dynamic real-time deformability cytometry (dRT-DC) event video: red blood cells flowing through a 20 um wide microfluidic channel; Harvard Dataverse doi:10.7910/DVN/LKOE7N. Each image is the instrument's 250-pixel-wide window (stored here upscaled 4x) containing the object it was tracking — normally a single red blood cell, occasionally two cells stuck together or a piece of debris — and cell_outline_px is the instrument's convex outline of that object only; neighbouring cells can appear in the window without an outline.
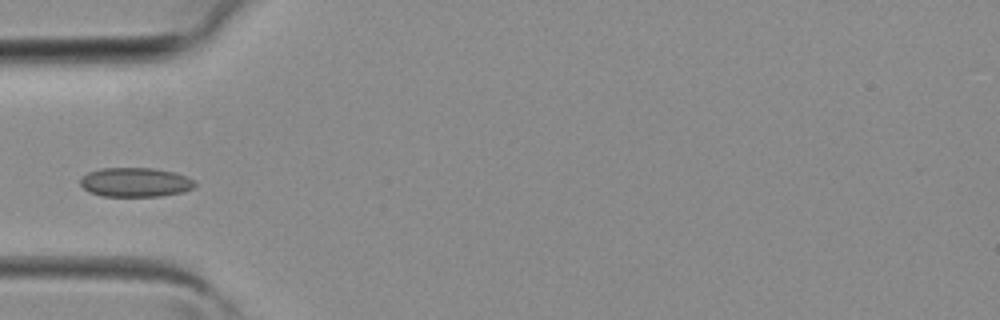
{"species": "common noctule bat (a hibernating species)", "species_latin": "Nyctalus noctula", "temperature_condition": "room temperature", "stored_images_in_passage": 3, "camera_frame_rate_fps": 3000, "um_per_image_px": 0.085, "animal": {"sex": "female", "body_mass_g": 19.3, "forearm_length_mm": 54.1}, "frame": {"image": 1, "passage_image": 3, "time_ms": 0.667, "image_size_px": [1000, 320], "cell_outline_px": [[196, 184], [192, 188], [184, 192], [160, 196], [100, 196], [88, 192], [80, 184], [80, 180], [88, 172], [100, 168], [156, 168], [176, 172], [188, 176], [196, 180]], "centroid_in_image_um": [11.54, 15.49], "position_along_channel_um": 73.5, "area_um2": 19.83}}